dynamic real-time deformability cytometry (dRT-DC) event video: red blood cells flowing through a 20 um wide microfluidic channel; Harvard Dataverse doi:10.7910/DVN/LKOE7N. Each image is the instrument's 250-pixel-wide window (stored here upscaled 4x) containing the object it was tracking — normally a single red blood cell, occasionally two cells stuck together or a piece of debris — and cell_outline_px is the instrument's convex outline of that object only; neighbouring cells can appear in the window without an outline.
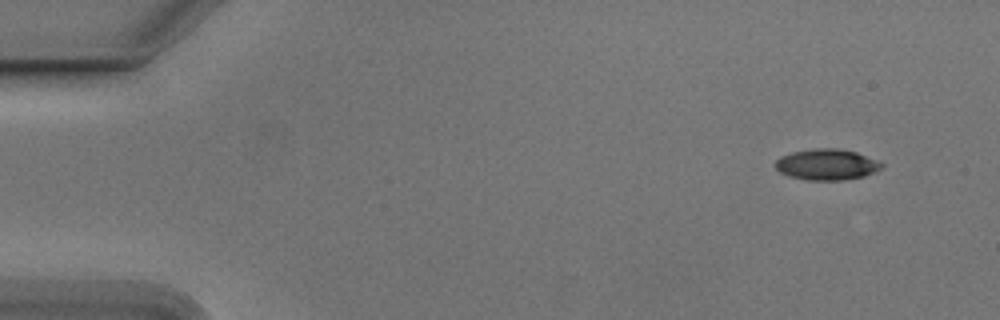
{"species": "Egyptian fruit bat (a non-hibernating species)", "species_latin": "Rousettus aegyptiacus", "temperature_condition": "cold", "stored_images_in_passage": 9, "camera_frame_rate_fps": 3000, "um_per_image_px": 0.085, "animal": {"sex": "male"}, "frame": {"image": 1, "passage_image": 1, "time_ms": 0.0, "image_size_px": [1000, 320], "cell_outline_px": [[884, 164], [876, 172], [864, 176], [844, 180], [808, 180], [792, 176], [780, 172], [776, 168], [776, 160], [780, 156], [792, 152], [816, 148], [836, 148], [856, 152]], "centroid_in_image_um": [70.27, 13.98], "position_along_channel_um": 14.7, "area_um2": 18.96}}